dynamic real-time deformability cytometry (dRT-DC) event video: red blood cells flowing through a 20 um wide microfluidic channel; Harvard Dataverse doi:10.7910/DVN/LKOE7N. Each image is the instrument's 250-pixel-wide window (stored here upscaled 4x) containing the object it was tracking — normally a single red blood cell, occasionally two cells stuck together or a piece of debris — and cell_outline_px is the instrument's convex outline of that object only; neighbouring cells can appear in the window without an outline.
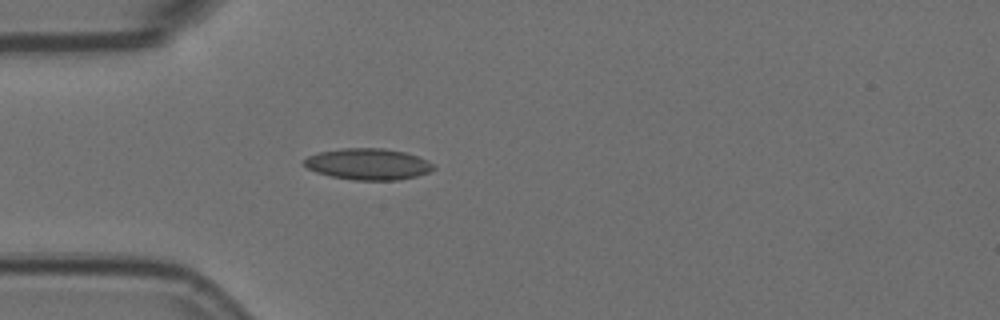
{"species": "Egyptian fruit bat (a non-hibernating species)", "species_latin": "Rousettus aegyptiacus", "temperature_condition": "room temperature", "stored_images_in_passage": 4, "camera_frame_rate_fps": 3000, "um_per_image_px": 0.085, "animal": {"sex": "female"}, "frame": {"image": 1, "passage_image": 4, "time_ms": 1.0, "image_size_px": [1000, 320], "cell_outline_px": [[436, 168], [428, 172], [416, 176], [400, 180], [356, 180], [332, 176], [316, 172], [308, 168], [304, 164], [304, 160], [308, 156], [320, 152], [344, 148], [384, 148], [404, 152], [428, 160], [436, 164]], "centroid_in_image_um": [31.33, 13.95], "position_along_channel_um": 53.7, "area_um2": 23.52}}